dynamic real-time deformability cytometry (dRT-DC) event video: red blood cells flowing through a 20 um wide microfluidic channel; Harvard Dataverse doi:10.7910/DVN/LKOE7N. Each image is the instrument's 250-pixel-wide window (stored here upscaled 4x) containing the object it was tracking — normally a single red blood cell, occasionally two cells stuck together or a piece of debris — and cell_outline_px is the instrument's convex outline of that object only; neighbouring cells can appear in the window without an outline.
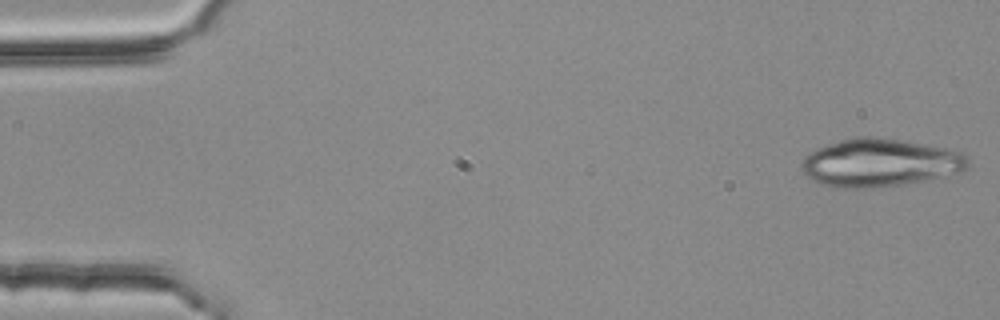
{"species": "common noctule bat (a hibernating species)", "species_latin": "Nyctalus noctula", "temperature_condition": "room temperature", "stored_images_in_passage": 17, "camera_frame_rate_fps": 3000, "um_per_image_px": 0.085, "animal": {"sex": "female", "body_mass_g": 25.1}, "frame": {"image": 1, "passage_image": 1, "time_ms": 0.0, "image_size_px": [1000, 320], "cell_outline_px": [[972, 164], [964, 172], [900, 184], [864, 188], [848, 188], [824, 184], [812, 180], [804, 176], [800, 168], [804, 156], [816, 148], [840, 140], [856, 136], [872, 136], [904, 140], [952, 148], [960, 152]], "centroid_in_image_um": [74.8, 13.8], "position_along_channel_um": 10.2, "area_um2": 46.7}}